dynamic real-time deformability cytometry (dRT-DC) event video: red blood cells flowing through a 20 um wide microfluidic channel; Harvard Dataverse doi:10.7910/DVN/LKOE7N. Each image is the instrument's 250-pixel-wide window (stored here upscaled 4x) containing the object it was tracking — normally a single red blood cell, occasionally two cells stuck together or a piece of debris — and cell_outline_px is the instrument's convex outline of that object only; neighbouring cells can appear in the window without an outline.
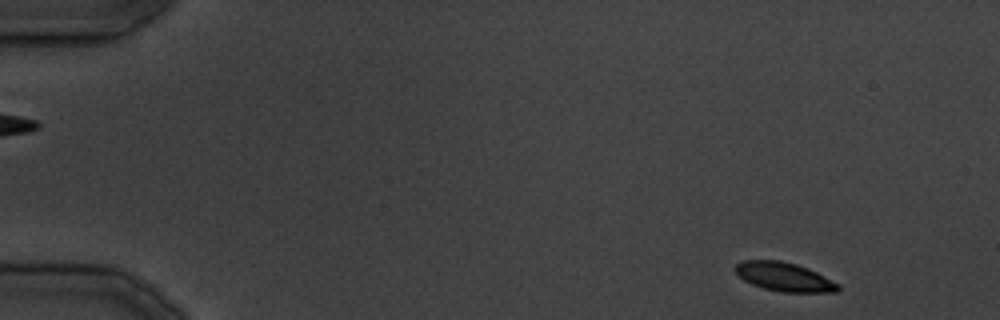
{"species": "common noctule bat (a hibernating species)", "species_latin": "Nyctalus noctula", "temperature_condition": "cold", "stored_images_in_passage": 7, "camera_frame_rate_fps": 3000, "um_per_image_px": 0.085, "animal": {"sex": "male", "body_mass_g": 19.5, "forearm_length_mm": 54.6}, "frame": {"image": 1, "passage_image": 1, "time_ms": 0.0, "image_size_px": [1000, 320], "cell_outline_px": [[840, 288], [836, 292], [784, 292], [764, 288], [752, 284], [744, 280], [732, 268], [736, 264], [744, 260], [780, 260], [796, 264], [808, 268], [840, 284]], "centroid_in_image_um": [66.66, 23.52], "position_along_channel_um": 18.3, "area_um2": 17.22}}